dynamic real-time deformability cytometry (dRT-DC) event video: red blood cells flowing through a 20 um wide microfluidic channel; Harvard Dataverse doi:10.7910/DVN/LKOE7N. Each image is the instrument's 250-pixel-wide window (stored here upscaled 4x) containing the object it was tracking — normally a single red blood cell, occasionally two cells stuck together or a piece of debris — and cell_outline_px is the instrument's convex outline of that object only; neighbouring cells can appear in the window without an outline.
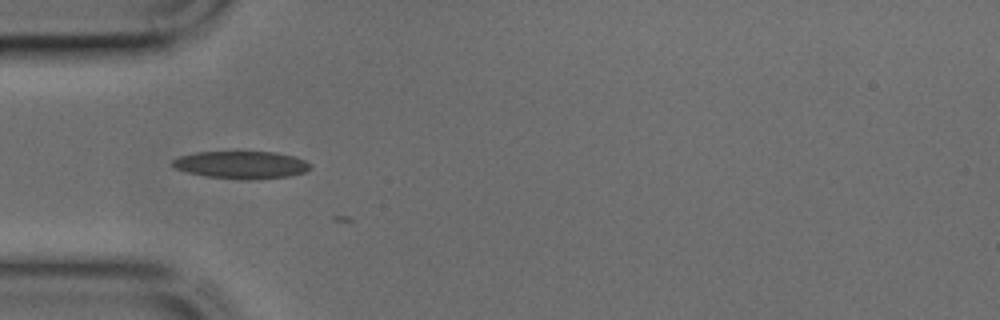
{"species": "common noctule bat (a hibernating species)", "species_latin": "Nyctalus noctula", "temperature_condition": "cold", "stored_images_in_passage": 11, "camera_frame_rate_fps": 3000, "um_per_image_px": 0.085, "animal": {"sex": "male", "body_mass_g": 17.9, "forearm_length_mm": 54.2}, "frame": {"image": 1, "passage_image": 5, "time_ms": 1.333, "image_size_px": [1000, 320], "cell_outline_px": [[312, 168], [304, 172], [288, 176], [248, 180], [240, 180], [208, 176], [188, 172], [176, 168], [172, 164], [172, 160], [180, 156], [196, 152], [276, 152], [292, 156], [304, 160], [312, 164]], "centroid_in_image_um": [20.54, 14.01], "position_along_channel_um": 64.5, "area_um2": 21.96}}